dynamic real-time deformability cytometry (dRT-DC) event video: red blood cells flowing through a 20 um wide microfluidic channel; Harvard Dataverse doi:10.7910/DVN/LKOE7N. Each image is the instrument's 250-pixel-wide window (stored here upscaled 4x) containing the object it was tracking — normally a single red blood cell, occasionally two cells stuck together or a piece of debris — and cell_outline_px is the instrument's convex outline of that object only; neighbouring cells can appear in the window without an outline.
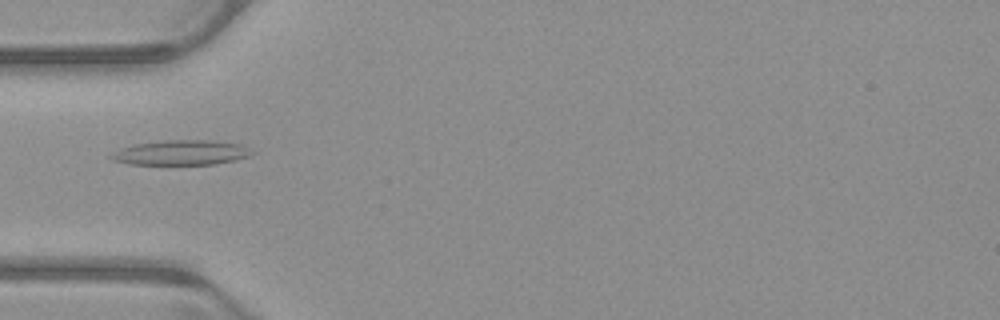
{"species": "common noctule bat (a hibernating species)", "species_latin": "Nyctalus noctula", "temperature_condition": "warm", "stored_images_in_passage": 52, "camera_frame_rate_fps": 3000, "um_per_image_px": 0.085, "animal": {"sex": "male", "body_mass_g": 23.1, "forearm_length_mm": 52.7}, "frame": {"image": 1, "passage_image": 17, "time_ms": 5.333, "image_size_px": [1000, 320], "cell_outline_px": [[256, 152], [248, 156], [236, 160], [216, 164], [128, 164], [112, 160], [108, 156], [120, 148], [136, 144], [164, 140], [212, 140], [240, 144]], "centroid_in_image_um": [15.4, 12.97], "position_along_channel_um": 69.6, "area_um2": 20.4}}
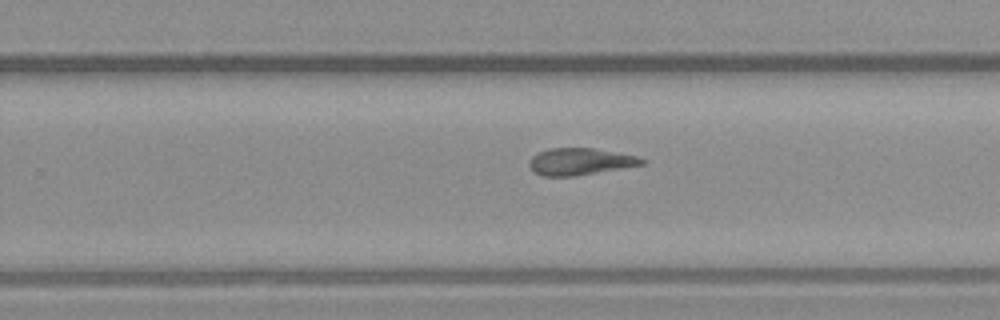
{"frame": {"image": 2, "passage_image": 33, "time_ms": 10.667, "image_size_px": [1000, 320], "cell_outline_px": [[644, 164], [576, 176], [544, 176], [532, 172], [528, 168], [528, 160], [532, 156], [548, 148], [592, 148], [636, 156], [644, 160]], "centroid_in_image_um": [49.21, 13.74], "position_along_channel_um": 280.6, "area_um2": 17.57}}
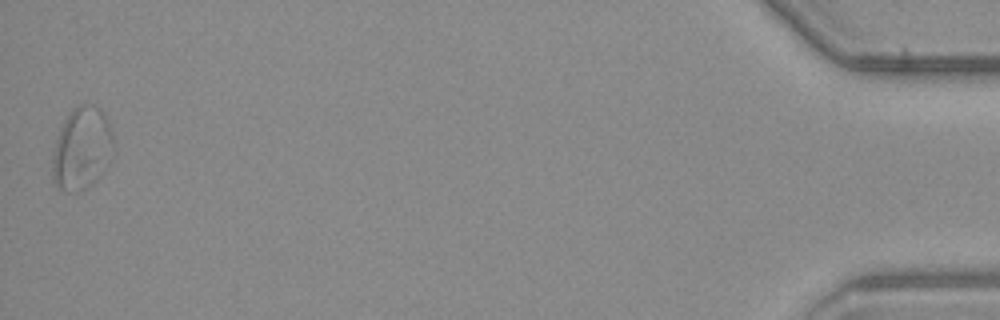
{"frame": {"image": 3, "passage_image": 52, "time_ms": 17.0, "image_size_px": [1000, 320], "cell_outline_px": [[116, 152], [100, 176], [92, 184], [76, 192], [64, 192], [52, 184], [52, 152], [60, 128], [72, 108], [80, 104], [92, 104], [100, 108], [104, 112], [108, 120], [116, 144]], "centroid_in_image_um": [6.98, 12.63], "position_along_channel_um": 428.2, "area_um2": 30.29}, "authors_computed_cell_mechanics": {"area_um2": 19.2474, "velocity_mm_per_s": 3.9422, "shape_relaxation_time_tau1_ms": null, "shape_relaxation_time_tau2_ms": 5.4642, "deformation_change_tau1": null, "deformation_change_tau2": 0.1535}}